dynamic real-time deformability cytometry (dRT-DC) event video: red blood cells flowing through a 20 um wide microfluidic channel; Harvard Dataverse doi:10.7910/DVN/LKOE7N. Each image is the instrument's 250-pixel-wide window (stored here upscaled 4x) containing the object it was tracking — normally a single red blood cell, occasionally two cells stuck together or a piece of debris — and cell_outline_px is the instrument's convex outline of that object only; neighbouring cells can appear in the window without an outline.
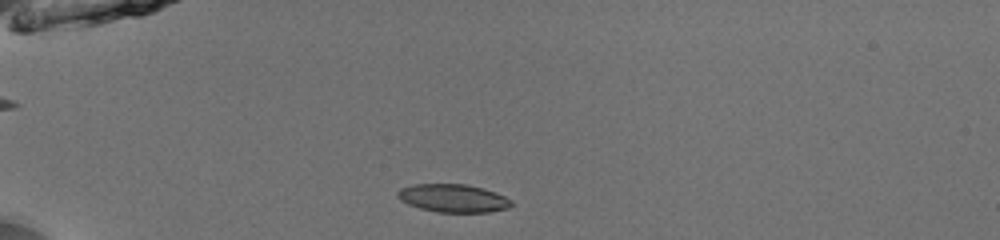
{"species": "common noctule bat (a hibernating species)", "species_latin": "Nyctalus noctula", "temperature_condition": "room temperature", "stored_images_in_passage": 43, "camera_frame_rate_fps": 3000, "um_per_image_px": 0.085, "animal": {"sex": "male", "body_mass_g": 13.0, "forearm_length_mm": 53.1}, "frame": {"image": 1, "passage_image": 6, "time_ms": 1.667, "image_size_px": [1000, 240], "cell_outline_px": [[512, 204], [508, 208], [488, 212], [436, 212], [420, 208], [408, 204], [400, 200], [396, 196], [396, 192], [400, 188], [412, 184], [468, 184], [484, 188], [496, 192], [512, 200]], "centroid_in_image_um": [38.5, 16.84], "position_along_channel_um": 46.5, "area_um2": 18.79}}
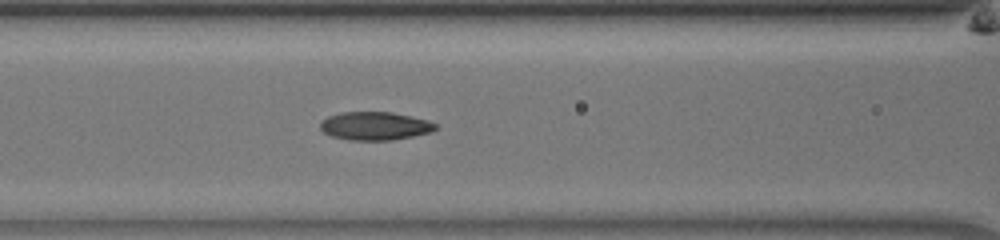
{"frame": {"image": 2, "passage_image": 15, "time_ms": 4.667, "image_size_px": [1000, 240], "cell_outline_px": [[436, 128], [432, 132], [392, 140], [348, 140], [332, 136], [324, 132], [320, 128], [320, 120], [328, 116], [340, 112], [392, 112], [428, 120], [436, 124]], "centroid_in_image_um": [31.84, 10.7], "position_along_channel_um": 134.8, "area_um2": 19.02}}
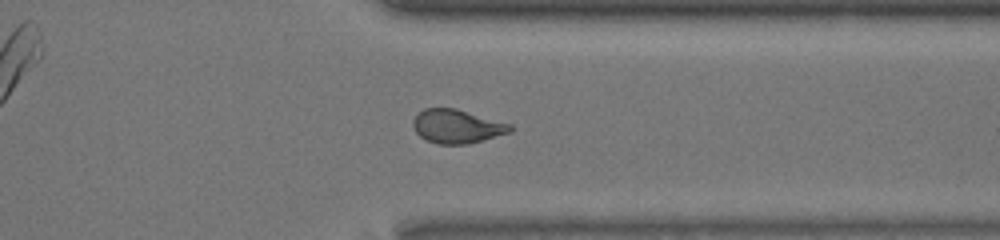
{"frame": {"image": 3, "passage_image": 33, "time_ms": 10.667, "image_size_px": [1000, 240], "cell_outline_px": [[512, 132], [468, 144], [436, 144], [420, 136], [416, 132], [412, 124], [412, 120], [424, 108], [456, 108], [512, 124]], "centroid_in_image_um": [38.86, 10.74], "position_along_channel_um": 372.5, "area_um2": 19.13}, "authors_computed_cell_mechanics": {"area_um2": 18.8428, "velocity_mm_per_s": 3.9667, "shape_relaxation_time_tau1_ms": 6.7931, "shape_relaxation_time_tau2_ms": 1.4721, "deformation_change_tau1": 0.182, "deformation_change_tau2": 0.0735}}